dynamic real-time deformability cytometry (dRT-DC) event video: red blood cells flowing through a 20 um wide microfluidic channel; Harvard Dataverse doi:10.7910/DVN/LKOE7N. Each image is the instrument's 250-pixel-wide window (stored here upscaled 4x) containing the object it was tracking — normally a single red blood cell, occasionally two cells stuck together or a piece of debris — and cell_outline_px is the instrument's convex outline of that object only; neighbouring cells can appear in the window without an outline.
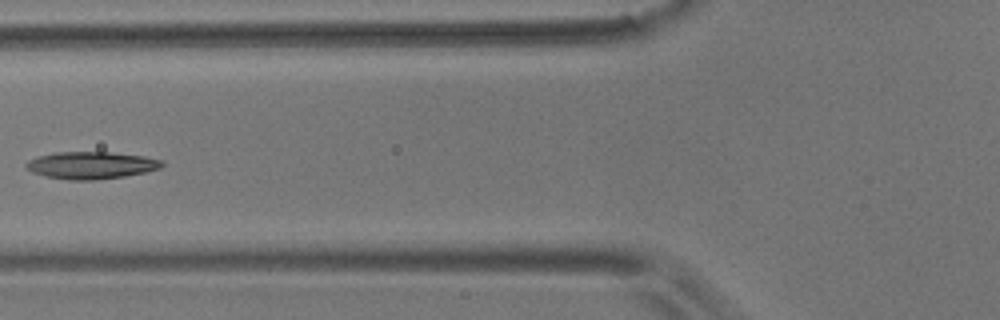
{"species": "common noctule bat (a hibernating species)", "species_latin": "Nyctalus noctula", "temperature_condition": "room temperature", "stored_images_in_passage": 7, "camera_frame_rate_fps": 3000, "um_per_image_px": 0.085, "animal": {"sex": "male", "body_mass_g": 17.9}, "frame": {"image": 1, "passage_image": 7, "time_ms": 9.0, "image_size_px": [1000, 320], "cell_outline_px": [[164, 164], [160, 168], [144, 172], [124, 176], [92, 180], [68, 180], [48, 176], [32, 172], [24, 168], [24, 164], [28, 160], [36, 156], [56, 152], [108, 152], [144, 156], [164, 160]], "centroid_in_image_um": [7.72, 14.04], "position_along_channel_um": 118.1, "area_um2": 21.56}}